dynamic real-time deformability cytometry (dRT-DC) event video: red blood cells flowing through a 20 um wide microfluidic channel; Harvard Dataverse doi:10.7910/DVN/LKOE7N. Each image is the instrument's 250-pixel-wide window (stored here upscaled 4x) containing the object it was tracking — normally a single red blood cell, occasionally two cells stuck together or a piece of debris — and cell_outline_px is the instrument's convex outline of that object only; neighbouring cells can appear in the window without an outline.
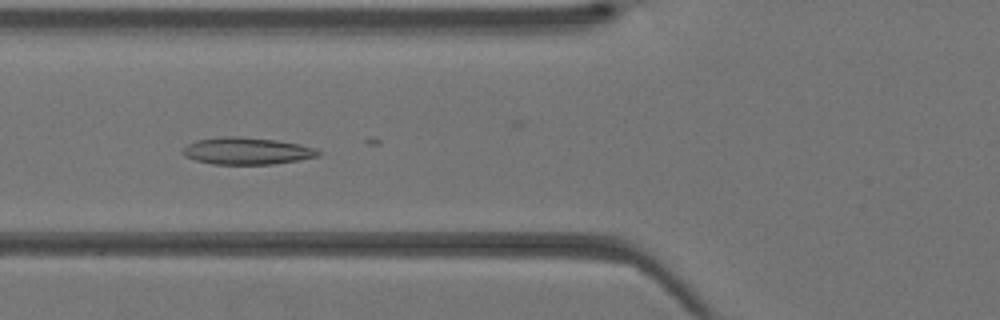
{"species": "Egyptian fruit bat (a non-hibernating species)", "species_latin": "Rousettus aegyptiacus", "temperature_condition": "warm", "stored_images_in_passage": 30, "camera_frame_rate_fps": 3000, "um_per_image_px": 0.085, "animal": {"sex": "female"}, "frame": {"image": 1, "passage_image": 19, "time_ms": 6.0, "image_size_px": [1000, 320], "cell_outline_px": [[324, 152], [320, 156], [272, 164], [212, 164], [196, 160], [184, 156], [184, 148], [188, 144], [196, 140], [216, 136], [240, 136], [276, 140], [300, 144], [316, 148]], "centroid_in_image_um": [21.01, 12.82], "position_along_channel_um": 104.8, "area_um2": 21.44}}